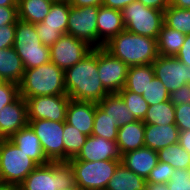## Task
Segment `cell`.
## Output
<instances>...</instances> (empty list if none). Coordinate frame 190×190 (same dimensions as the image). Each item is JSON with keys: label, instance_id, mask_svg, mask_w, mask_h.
Here are the masks:
<instances>
[{"label": "cell", "instance_id": "6da1fadb", "mask_svg": "<svg viewBox=\"0 0 190 190\" xmlns=\"http://www.w3.org/2000/svg\"><path fill=\"white\" fill-rule=\"evenodd\" d=\"M64 78L67 95L72 100L98 103L109 94L98 74V48L66 69Z\"/></svg>", "mask_w": 190, "mask_h": 190}, {"label": "cell", "instance_id": "7a4b0ae2", "mask_svg": "<svg viewBox=\"0 0 190 190\" xmlns=\"http://www.w3.org/2000/svg\"><path fill=\"white\" fill-rule=\"evenodd\" d=\"M103 48L128 67L152 64L158 57L157 39L126 30L111 38Z\"/></svg>", "mask_w": 190, "mask_h": 190}, {"label": "cell", "instance_id": "3957f363", "mask_svg": "<svg viewBox=\"0 0 190 190\" xmlns=\"http://www.w3.org/2000/svg\"><path fill=\"white\" fill-rule=\"evenodd\" d=\"M19 91L23 98L67 95L64 71L51 61L38 67L25 69Z\"/></svg>", "mask_w": 190, "mask_h": 190}, {"label": "cell", "instance_id": "277c9868", "mask_svg": "<svg viewBox=\"0 0 190 190\" xmlns=\"http://www.w3.org/2000/svg\"><path fill=\"white\" fill-rule=\"evenodd\" d=\"M20 186L25 190L77 189L73 168L68 161L38 165Z\"/></svg>", "mask_w": 190, "mask_h": 190}, {"label": "cell", "instance_id": "5b68a950", "mask_svg": "<svg viewBox=\"0 0 190 190\" xmlns=\"http://www.w3.org/2000/svg\"><path fill=\"white\" fill-rule=\"evenodd\" d=\"M13 48L21 58L25 69L38 67L51 61L50 48L41 43L33 23L18 19Z\"/></svg>", "mask_w": 190, "mask_h": 190}, {"label": "cell", "instance_id": "8992f818", "mask_svg": "<svg viewBox=\"0 0 190 190\" xmlns=\"http://www.w3.org/2000/svg\"><path fill=\"white\" fill-rule=\"evenodd\" d=\"M68 162L73 168L77 190H106L121 160L92 162L69 160Z\"/></svg>", "mask_w": 190, "mask_h": 190}, {"label": "cell", "instance_id": "52a82bcc", "mask_svg": "<svg viewBox=\"0 0 190 190\" xmlns=\"http://www.w3.org/2000/svg\"><path fill=\"white\" fill-rule=\"evenodd\" d=\"M122 18L126 31L157 39L164 23V11L146 7L137 0L122 10Z\"/></svg>", "mask_w": 190, "mask_h": 190}, {"label": "cell", "instance_id": "ba28073f", "mask_svg": "<svg viewBox=\"0 0 190 190\" xmlns=\"http://www.w3.org/2000/svg\"><path fill=\"white\" fill-rule=\"evenodd\" d=\"M38 164L18 149L9 139H4L0 154V181L20 185Z\"/></svg>", "mask_w": 190, "mask_h": 190}, {"label": "cell", "instance_id": "9c48e42d", "mask_svg": "<svg viewBox=\"0 0 190 190\" xmlns=\"http://www.w3.org/2000/svg\"><path fill=\"white\" fill-rule=\"evenodd\" d=\"M39 138L46 157L51 162L64 161V122L29 120L28 123Z\"/></svg>", "mask_w": 190, "mask_h": 190}, {"label": "cell", "instance_id": "30bf717a", "mask_svg": "<svg viewBox=\"0 0 190 190\" xmlns=\"http://www.w3.org/2000/svg\"><path fill=\"white\" fill-rule=\"evenodd\" d=\"M98 6L74 7L70 5L67 34L97 48Z\"/></svg>", "mask_w": 190, "mask_h": 190}, {"label": "cell", "instance_id": "8fae6325", "mask_svg": "<svg viewBox=\"0 0 190 190\" xmlns=\"http://www.w3.org/2000/svg\"><path fill=\"white\" fill-rule=\"evenodd\" d=\"M49 48L51 62L63 71L80 62L93 50L85 41L68 34L62 35Z\"/></svg>", "mask_w": 190, "mask_h": 190}, {"label": "cell", "instance_id": "7c38bea8", "mask_svg": "<svg viewBox=\"0 0 190 190\" xmlns=\"http://www.w3.org/2000/svg\"><path fill=\"white\" fill-rule=\"evenodd\" d=\"M27 103L28 120L65 122L68 95L35 96L24 98Z\"/></svg>", "mask_w": 190, "mask_h": 190}, {"label": "cell", "instance_id": "4fadbf2b", "mask_svg": "<svg viewBox=\"0 0 190 190\" xmlns=\"http://www.w3.org/2000/svg\"><path fill=\"white\" fill-rule=\"evenodd\" d=\"M128 66L112 56L103 47L98 48V74L104 89L109 93H118L124 88Z\"/></svg>", "mask_w": 190, "mask_h": 190}, {"label": "cell", "instance_id": "5bb4252c", "mask_svg": "<svg viewBox=\"0 0 190 190\" xmlns=\"http://www.w3.org/2000/svg\"><path fill=\"white\" fill-rule=\"evenodd\" d=\"M155 76L171 93L181 86L190 84V67L186 66L175 56H161L152 63Z\"/></svg>", "mask_w": 190, "mask_h": 190}, {"label": "cell", "instance_id": "9a60e30c", "mask_svg": "<svg viewBox=\"0 0 190 190\" xmlns=\"http://www.w3.org/2000/svg\"><path fill=\"white\" fill-rule=\"evenodd\" d=\"M28 123L27 103L21 96L0 110V136L5 139H9Z\"/></svg>", "mask_w": 190, "mask_h": 190}, {"label": "cell", "instance_id": "2e32d148", "mask_svg": "<svg viewBox=\"0 0 190 190\" xmlns=\"http://www.w3.org/2000/svg\"><path fill=\"white\" fill-rule=\"evenodd\" d=\"M70 160L101 161L121 160V154L116 141H110L102 137L90 135L78 155Z\"/></svg>", "mask_w": 190, "mask_h": 190}, {"label": "cell", "instance_id": "e0dca14e", "mask_svg": "<svg viewBox=\"0 0 190 190\" xmlns=\"http://www.w3.org/2000/svg\"><path fill=\"white\" fill-rule=\"evenodd\" d=\"M95 112L96 103L70 99L65 122L74 126L79 132L90 136L93 131Z\"/></svg>", "mask_w": 190, "mask_h": 190}, {"label": "cell", "instance_id": "ac0fdd59", "mask_svg": "<svg viewBox=\"0 0 190 190\" xmlns=\"http://www.w3.org/2000/svg\"><path fill=\"white\" fill-rule=\"evenodd\" d=\"M125 30L122 11L101 5L97 15V48Z\"/></svg>", "mask_w": 190, "mask_h": 190}, {"label": "cell", "instance_id": "d6986e66", "mask_svg": "<svg viewBox=\"0 0 190 190\" xmlns=\"http://www.w3.org/2000/svg\"><path fill=\"white\" fill-rule=\"evenodd\" d=\"M158 162V152L145 146L121 156V163L125 167L146 180Z\"/></svg>", "mask_w": 190, "mask_h": 190}, {"label": "cell", "instance_id": "ffe728a7", "mask_svg": "<svg viewBox=\"0 0 190 190\" xmlns=\"http://www.w3.org/2000/svg\"><path fill=\"white\" fill-rule=\"evenodd\" d=\"M9 140L38 165H45L51 162L46 157L39 138L29 124L14 133Z\"/></svg>", "mask_w": 190, "mask_h": 190}, {"label": "cell", "instance_id": "44dd1931", "mask_svg": "<svg viewBox=\"0 0 190 190\" xmlns=\"http://www.w3.org/2000/svg\"><path fill=\"white\" fill-rule=\"evenodd\" d=\"M179 133L176 124L161 126L145 124V147L158 152L160 149L179 142Z\"/></svg>", "mask_w": 190, "mask_h": 190}, {"label": "cell", "instance_id": "7402d4cb", "mask_svg": "<svg viewBox=\"0 0 190 190\" xmlns=\"http://www.w3.org/2000/svg\"><path fill=\"white\" fill-rule=\"evenodd\" d=\"M145 124L135 120L118 128L116 143L121 156L145 146Z\"/></svg>", "mask_w": 190, "mask_h": 190}, {"label": "cell", "instance_id": "603a6c76", "mask_svg": "<svg viewBox=\"0 0 190 190\" xmlns=\"http://www.w3.org/2000/svg\"><path fill=\"white\" fill-rule=\"evenodd\" d=\"M25 68L14 48L0 49V77L4 81L20 84Z\"/></svg>", "mask_w": 190, "mask_h": 190}, {"label": "cell", "instance_id": "cb8c5ba5", "mask_svg": "<svg viewBox=\"0 0 190 190\" xmlns=\"http://www.w3.org/2000/svg\"><path fill=\"white\" fill-rule=\"evenodd\" d=\"M97 105L106 115L115 121L118 127L136 120L118 93L108 94L104 99L98 102Z\"/></svg>", "mask_w": 190, "mask_h": 190}, {"label": "cell", "instance_id": "d4e9b609", "mask_svg": "<svg viewBox=\"0 0 190 190\" xmlns=\"http://www.w3.org/2000/svg\"><path fill=\"white\" fill-rule=\"evenodd\" d=\"M106 190H147V181L120 163Z\"/></svg>", "mask_w": 190, "mask_h": 190}, {"label": "cell", "instance_id": "484cf974", "mask_svg": "<svg viewBox=\"0 0 190 190\" xmlns=\"http://www.w3.org/2000/svg\"><path fill=\"white\" fill-rule=\"evenodd\" d=\"M154 76L155 72L152 64L131 66L128 68L124 89L143 95Z\"/></svg>", "mask_w": 190, "mask_h": 190}, {"label": "cell", "instance_id": "4316f807", "mask_svg": "<svg viewBox=\"0 0 190 190\" xmlns=\"http://www.w3.org/2000/svg\"><path fill=\"white\" fill-rule=\"evenodd\" d=\"M53 1L18 0V19L33 23H41L48 15Z\"/></svg>", "mask_w": 190, "mask_h": 190}, {"label": "cell", "instance_id": "83f0119b", "mask_svg": "<svg viewBox=\"0 0 190 190\" xmlns=\"http://www.w3.org/2000/svg\"><path fill=\"white\" fill-rule=\"evenodd\" d=\"M186 35L163 23L157 38L158 55L176 56L184 44Z\"/></svg>", "mask_w": 190, "mask_h": 190}, {"label": "cell", "instance_id": "f1b7e54d", "mask_svg": "<svg viewBox=\"0 0 190 190\" xmlns=\"http://www.w3.org/2000/svg\"><path fill=\"white\" fill-rule=\"evenodd\" d=\"M160 162L167 163L174 169H190V154L179 142L158 151Z\"/></svg>", "mask_w": 190, "mask_h": 190}, {"label": "cell", "instance_id": "f546056e", "mask_svg": "<svg viewBox=\"0 0 190 190\" xmlns=\"http://www.w3.org/2000/svg\"><path fill=\"white\" fill-rule=\"evenodd\" d=\"M69 12V0H59L53 2L48 15L42 21L43 27L57 28L64 34H67Z\"/></svg>", "mask_w": 190, "mask_h": 190}, {"label": "cell", "instance_id": "4dcf8cb0", "mask_svg": "<svg viewBox=\"0 0 190 190\" xmlns=\"http://www.w3.org/2000/svg\"><path fill=\"white\" fill-rule=\"evenodd\" d=\"M143 122L160 126L175 124V106L170 100L149 106Z\"/></svg>", "mask_w": 190, "mask_h": 190}, {"label": "cell", "instance_id": "1f68e13d", "mask_svg": "<svg viewBox=\"0 0 190 190\" xmlns=\"http://www.w3.org/2000/svg\"><path fill=\"white\" fill-rule=\"evenodd\" d=\"M87 137V135L79 132L74 126L64 122V161H69L78 155Z\"/></svg>", "mask_w": 190, "mask_h": 190}, {"label": "cell", "instance_id": "d6a6232c", "mask_svg": "<svg viewBox=\"0 0 190 190\" xmlns=\"http://www.w3.org/2000/svg\"><path fill=\"white\" fill-rule=\"evenodd\" d=\"M118 125L96 103V112L93 125V136L105 138L110 141H116L118 134Z\"/></svg>", "mask_w": 190, "mask_h": 190}, {"label": "cell", "instance_id": "836d02e7", "mask_svg": "<svg viewBox=\"0 0 190 190\" xmlns=\"http://www.w3.org/2000/svg\"><path fill=\"white\" fill-rule=\"evenodd\" d=\"M164 23L184 35H190V9L169 5L164 11Z\"/></svg>", "mask_w": 190, "mask_h": 190}, {"label": "cell", "instance_id": "e575fe53", "mask_svg": "<svg viewBox=\"0 0 190 190\" xmlns=\"http://www.w3.org/2000/svg\"><path fill=\"white\" fill-rule=\"evenodd\" d=\"M118 94L124 100L127 108L129 109L130 113L135 117V119L143 121L149 107L143 96L128 91L124 88L121 89Z\"/></svg>", "mask_w": 190, "mask_h": 190}, {"label": "cell", "instance_id": "d590c367", "mask_svg": "<svg viewBox=\"0 0 190 190\" xmlns=\"http://www.w3.org/2000/svg\"><path fill=\"white\" fill-rule=\"evenodd\" d=\"M142 96L148 105L152 106L168 101L170 93L167 91L162 82L154 76Z\"/></svg>", "mask_w": 190, "mask_h": 190}, {"label": "cell", "instance_id": "8d00e7d4", "mask_svg": "<svg viewBox=\"0 0 190 190\" xmlns=\"http://www.w3.org/2000/svg\"><path fill=\"white\" fill-rule=\"evenodd\" d=\"M174 171L175 169L169 164L159 161L157 166L151 170L150 175L146 180L147 184L168 183L171 180Z\"/></svg>", "mask_w": 190, "mask_h": 190}, {"label": "cell", "instance_id": "74e56055", "mask_svg": "<svg viewBox=\"0 0 190 190\" xmlns=\"http://www.w3.org/2000/svg\"><path fill=\"white\" fill-rule=\"evenodd\" d=\"M20 96L19 85L9 81L0 84V110Z\"/></svg>", "mask_w": 190, "mask_h": 190}, {"label": "cell", "instance_id": "f35d334b", "mask_svg": "<svg viewBox=\"0 0 190 190\" xmlns=\"http://www.w3.org/2000/svg\"><path fill=\"white\" fill-rule=\"evenodd\" d=\"M168 190H190V169H175Z\"/></svg>", "mask_w": 190, "mask_h": 190}, {"label": "cell", "instance_id": "ab89813d", "mask_svg": "<svg viewBox=\"0 0 190 190\" xmlns=\"http://www.w3.org/2000/svg\"><path fill=\"white\" fill-rule=\"evenodd\" d=\"M37 34L41 43L46 46H52L64 33L57 28L43 27V22L35 24Z\"/></svg>", "mask_w": 190, "mask_h": 190}, {"label": "cell", "instance_id": "60d3db41", "mask_svg": "<svg viewBox=\"0 0 190 190\" xmlns=\"http://www.w3.org/2000/svg\"><path fill=\"white\" fill-rule=\"evenodd\" d=\"M175 124L180 132L190 130V103L175 106Z\"/></svg>", "mask_w": 190, "mask_h": 190}, {"label": "cell", "instance_id": "b9f144b4", "mask_svg": "<svg viewBox=\"0 0 190 190\" xmlns=\"http://www.w3.org/2000/svg\"><path fill=\"white\" fill-rule=\"evenodd\" d=\"M16 24H7L0 27V49H9L14 46Z\"/></svg>", "mask_w": 190, "mask_h": 190}, {"label": "cell", "instance_id": "7bdbcfd3", "mask_svg": "<svg viewBox=\"0 0 190 190\" xmlns=\"http://www.w3.org/2000/svg\"><path fill=\"white\" fill-rule=\"evenodd\" d=\"M169 100L174 106L190 103V84L183 85L179 89L172 91Z\"/></svg>", "mask_w": 190, "mask_h": 190}, {"label": "cell", "instance_id": "ee69618b", "mask_svg": "<svg viewBox=\"0 0 190 190\" xmlns=\"http://www.w3.org/2000/svg\"><path fill=\"white\" fill-rule=\"evenodd\" d=\"M18 21V7L0 6V27L7 24H16Z\"/></svg>", "mask_w": 190, "mask_h": 190}, {"label": "cell", "instance_id": "f6af8a7d", "mask_svg": "<svg viewBox=\"0 0 190 190\" xmlns=\"http://www.w3.org/2000/svg\"><path fill=\"white\" fill-rule=\"evenodd\" d=\"M175 57L190 67V35H186L185 42Z\"/></svg>", "mask_w": 190, "mask_h": 190}, {"label": "cell", "instance_id": "bcb514c9", "mask_svg": "<svg viewBox=\"0 0 190 190\" xmlns=\"http://www.w3.org/2000/svg\"><path fill=\"white\" fill-rule=\"evenodd\" d=\"M144 6L165 11L170 5V0H138Z\"/></svg>", "mask_w": 190, "mask_h": 190}, {"label": "cell", "instance_id": "7dc6e473", "mask_svg": "<svg viewBox=\"0 0 190 190\" xmlns=\"http://www.w3.org/2000/svg\"><path fill=\"white\" fill-rule=\"evenodd\" d=\"M137 0H104L103 6L122 11L127 5Z\"/></svg>", "mask_w": 190, "mask_h": 190}, {"label": "cell", "instance_id": "c3c4849f", "mask_svg": "<svg viewBox=\"0 0 190 190\" xmlns=\"http://www.w3.org/2000/svg\"><path fill=\"white\" fill-rule=\"evenodd\" d=\"M104 0H69L71 6L84 7V6H98L103 4Z\"/></svg>", "mask_w": 190, "mask_h": 190}, {"label": "cell", "instance_id": "681fc988", "mask_svg": "<svg viewBox=\"0 0 190 190\" xmlns=\"http://www.w3.org/2000/svg\"><path fill=\"white\" fill-rule=\"evenodd\" d=\"M179 143L190 154V130L179 133Z\"/></svg>", "mask_w": 190, "mask_h": 190}, {"label": "cell", "instance_id": "f907efd6", "mask_svg": "<svg viewBox=\"0 0 190 190\" xmlns=\"http://www.w3.org/2000/svg\"><path fill=\"white\" fill-rule=\"evenodd\" d=\"M170 5L182 9H190V0H170Z\"/></svg>", "mask_w": 190, "mask_h": 190}, {"label": "cell", "instance_id": "816d5d0a", "mask_svg": "<svg viewBox=\"0 0 190 190\" xmlns=\"http://www.w3.org/2000/svg\"><path fill=\"white\" fill-rule=\"evenodd\" d=\"M147 190H168L167 183L147 184Z\"/></svg>", "mask_w": 190, "mask_h": 190}, {"label": "cell", "instance_id": "f5cc1de1", "mask_svg": "<svg viewBox=\"0 0 190 190\" xmlns=\"http://www.w3.org/2000/svg\"><path fill=\"white\" fill-rule=\"evenodd\" d=\"M2 7H18V0H0Z\"/></svg>", "mask_w": 190, "mask_h": 190}, {"label": "cell", "instance_id": "db71d44e", "mask_svg": "<svg viewBox=\"0 0 190 190\" xmlns=\"http://www.w3.org/2000/svg\"><path fill=\"white\" fill-rule=\"evenodd\" d=\"M0 190H12V184L0 182Z\"/></svg>", "mask_w": 190, "mask_h": 190}, {"label": "cell", "instance_id": "11a10c76", "mask_svg": "<svg viewBox=\"0 0 190 190\" xmlns=\"http://www.w3.org/2000/svg\"><path fill=\"white\" fill-rule=\"evenodd\" d=\"M12 190H25L20 185H13L12 184Z\"/></svg>", "mask_w": 190, "mask_h": 190}, {"label": "cell", "instance_id": "9f6ffc18", "mask_svg": "<svg viewBox=\"0 0 190 190\" xmlns=\"http://www.w3.org/2000/svg\"><path fill=\"white\" fill-rule=\"evenodd\" d=\"M3 141H4V139H0V154H1V148H2Z\"/></svg>", "mask_w": 190, "mask_h": 190}, {"label": "cell", "instance_id": "6f0895ef", "mask_svg": "<svg viewBox=\"0 0 190 190\" xmlns=\"http://www.w3.org/2000/svg\"><path fill=\"white\" fill-rule=\"evenodd\" d=\"M4 80L0 77V84L3 82Z\"/></svg>", "mask_w": 190, "mask_h": 190}, {"label": "cell", "instance_id": "680465c9", "mask_svg": "<svg viewBox=\"0 0 190 190\" xmlns=\"http://www.w3.org/2000/svg\"><path fill=\"white\" fill-rule=\"evenodd\" d=\"M61 190H77V189H61Z\"/></svg>", "mask_w": 190, "mask_h": 190}]
</instances>
